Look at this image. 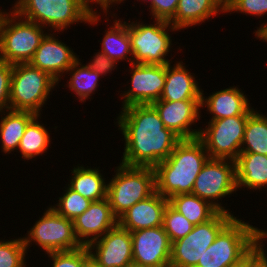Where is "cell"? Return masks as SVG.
I'll return each mask as SVG.
<instances>
[{"label":"cell","instance_id":"cell-1","mask_svg":"<svg viewBox=\"0 0 267 267\" xmlns=\"http://www.w3.org/2000/svg\"><path fill=\"white\" fill-rule=\"evenodd\" d=\"M121 110L116 123L125 139L123 165L154 168L182 140L165 127L151 104L131 105Z\"/></svg>","mask_w":267,"mask_h":267},{"label":"cell","instance_id":"cell-2","mask_svg":"<svg viewBox=\"0 0 267 267\" xmlns=\"http://www.w3.org/2000/svg\"><path fill=\"white\" fill-rule=\"evenodd\" d=\"M209 155L198 139H182L166 160L154 167L156 191L168 200L192 193L194 182Z\"/></svg>","mask_w":267,"mask_h":267},{"label":"cell","instance_id":"cell-3","mask_svg":"<svg viewBox=\"0 0 267 267\" xmlns=\"http://www.w3.org/2000/svg\"><path fill=\"white\" fill-rule=\"evenodd\" d=\"M12 7L21 18L64 31L76 22L96 24L100 15L87 0H16Z\"/></svg>","mask_w":267,"mask_h":267},{"label":"cell","instance_id":"cell-4","mask_svg":"<svg viewBox=\"0 0 267 267\" xmlns=\"http://www.w3.org/2000/svg\"><path fill=\"white\" fill-rule=\"evenodd\" d=\"M43 28L13 10H0V60L11 65L29 63L47 34Z\"/></svg>","mask_w":267,"mask_h":267},{"label":"cell","instance_id":"cell-5","mask_svg":"<svg viewBox=\"0 0 267 267\" xmlns=\"http://www.w3.org/2000/svg\"><path fill=\"white\" fill-rule=\"evenodd\" d=\"M107 184V199L113 214L119 218L137 202L156 191L153 167L127 166L120 163Z\"/></svg>","mask_w":267,"mask_h":267},{"label":"cell","instance_id":"cell-6","mask_svg":"<svg viewBox=\"0 0 267 267\" xmlns=\"http://www.w3.org/2000/svg\"><path fill=\"white\" fill-rule=\"evenodd\" d=\"M58 83L49 73L30 63L13 65L10 110L29 111L40 116L41 107L46 104L50 92Z\"/></svg>","mask_w":267,"mask_h":267},{"label":"cell","instance_id":"cell-7","mask_svg":"<svg viewBox=\"0 0 267 267\" xmlns=\"http://www.w3.org/2000/svg\"><path fill=\"white\" fill-rule=\"evenodd\" d=\"M256 244V227L234 217L195 267H228L242 259Z\"/></svg>","mask_w":267,"mask_h":267},{"label":"cell","instance_id":"cell-8","mask_svg":"<svg viewBox=\"0 0 267 267\" xmlns=\"http://www.w3.org/2000/svg\"><path fill=\"white\" fill-rule=\"evenodd\" d=\"M130 24H129V23ZM127 22L133 63L166 65L171 63L166 56L172 48L168 31H178L169 22L155 19L154 24Z\"/></svg>","mask_w":267,"mask_h":267},{"label":"cell","instance_id":"cell-9","mask_svg":"<svg viewBox=\"0 0 267 267\" xmlns=\"http://www.w3.org/2000/svg\"><path fill=\"white\" fill-rule=\"evenodd\" d=\"M234 217L230 213L218 212L208 222L194 226L184 238L172 242L170 267H195L219 232Z\"/></svg>","mask_w":267,"mask_h":267},{"label":"cell","instance_id":"cell-10","mask_svg":"<svg viewBox=\"0 0 267 267\" xmlns=\"http://www.w3.org/2000/svg\"><path fill=\"white\" fill-rule=\"evenodd\" d=\"M43 214L27 231L28 235L22 237L26 249L30 248L33 241L46 254L82 247L75 236L73 221L61 216L52 207H48Z\"/></svg>","mask_w":267,"mask_h":267},{"label":"cell","instance_id":"cell-11","mask_svg":"<svg viewBox=\"0 0 267 267\" xmlns=\"http://www.w3.org/2000/svg\"><path fill=\"white\" fill-rule=\"evenodd\" d=\"M248 116H233L209 120L200 130L198 139L203 143L209 158L235 161L241 153Z\"/></svg>","mask_w":267,"mask_h":267},{"label":"cell","instance_id":"cell-12","mask_svg":"<svg viewBox=\"0 0 267 267\" xmlns=\"http://www.w3.org/2000/svg\"><path fill=\"white\" fill-rule=\"evenodd\" d=\"M236 190L238 191L235 161L209 158L194 182L192 194L208 201L219 212L232 214L218 199L233 194Z\"/></svg>","mask_w":267,"mask_h":267},{"label":"cell","instance_id":"cell-13","mask_svg":"<svg viewBox=\"0 0 267 267\" xmlns=\"http://www.w3.org/2000/svg\"><path fill=\"white\" fill-rule=\"evenodd\" d=\"M131 67L132 86L122 94L121 108L158 101L166 82V65L132 63Z\"/></svg>","mask_w":267,"mask_h":267},{"label":"cell","instance_id":"cell-14","mask_svg":"<svg viewBox=\"0 0 267 267\" xmlns=\"http://www.w3.org/2000/svg\"><path fill=\"white\" fill-rule=\"evenodd\" d=\"M133 263L148 267H170L172 243L163 226L130 232Z\"/></svg>","mask_w":267,"mask_h":267},{"label":"cell","instance_id":"cell-15","mask_svg":"<svg viewBox=\"0 0 267 267\" xmlns=\"http://www.w3.org/2000/svg\"><path fill=\"white\" fill-rule=\"evenodd\" d=\"M87 247L101 267H128L133 263L130 231L119 224Z\"/></svg>","mask_w":267,"mask_h":267},{"label":"cell","instance_id":"cell-16","mask_svg":"<svg viewBox=\"0 0 267 267\" xmlns=\"http://www.w3.org/2000/svg\"><path fill=\"white\" fill-rule=\"evenodd\" d=\"M201 100L164 101L158 100L151 105L158 112L167 129L172 130L181 139L198 138L200 128L192 129L191 125L199 121Z\"/></svg>","mask_w":267,"mask_h":267},{"label":"cell","instance_id":"cell-17","mask_svg":"<svg viewBox=\"0 0 267 267\" xmlns=\"http://www.w3.org/2000/svg\"><path fill=\"white\" fill-rule=\"evenodd\" d=\"M118 224L107 198L92 202L89 208L73 220L74 232L82 246L101 238Z\"/></svg>","mask_w":267,"mask_h":267},{"label":"cell","instance_id":"cell-18","mask_svg":"<svg viewBox=\"0 0 267 267\" xmlns=\"http://www.w3.org/2000/svg\"><path fill=\"white\" fill-rule=\"evenodd\" d=\"M73 49L47 33L37 48L30 64L49 73L58 82L64 73L79 59Z\"/></svg>","mask_w":267,"mask_h":267},{"label":"cell","instance_id":"cell-19","mask_svg":"<svg viewBox=\"0 0 267 267\" xmlns=\"http://www.w3.org/2000/svg\"><path fill=\"white\" fill-rule=\"evenodd\" d=\"M169 200L157 191L129 208L118 218V224L128 231L163 226V214Z\"/></svg>","mask_w":267,"mask_h":267},{"label":"cell","instance_id":"cell-20","mask_svg":"<svg viewBox=\"0 0 267 267\" xmlns=\"http://www.w3.org/2000/svg\"><path fill=\"white\" fill-rule=\"evenodd\" d=\"M200 106L207 108L212 115L211 120L228 118L233 116H249L255 109L251 108L249 100L238 87H229L215 91L210 96H204Z\"/></svg>","mask_w":267,"mask_h":267},{"label":"cell","instance_id":"cell-21","mask_svg":"<svg viewBox=\"0 0 267 267\" xmlns=\"http://www.w3.org/2000/svg\"><path fill=\"white\" fill-rule=\"evenodd\" d=\"M202 89L198 86L194 75L188 72L183 62L166 64V82L160 100L182 101L201 100Z\"/></svg>","mask_w":267,"mask_h":267},{"label":"cell","instance_id":"cell-22","mask_svg":"<svg viewBox=\"0 0 267 267\" xmlns=\"http://www.w3.org/2000/svg\"><path fill=\"white\" fill-rule=\"evenodd\" d=\"M237 188H267V155L240 153L235 160Z\"/></svg>","mask_w":267,"mask_h":267},{"label":"cell","instance_id":"cell-23","mask_svg":"<svg viewBox=\"0 0 267 267\" xmlns=\"http://www.w3.org/2000/svg\"><path fill=\"white\" fill-rule=\"evenodd\" d=\"M69 186L92 202L107 198V182L99 169L76 166L73 168Z\"/></svg>","mask_w":267,"mask_h":267},{"label":"cell","instance_id":"cell-24","mask_svg":"<svg viewBox=\"0 0 267 267\" xmlns=\"http://www.w3.org/2000/svg\"><path fill=\"white\" fill-rule=\"evenodd\" d=\"M223 13L212 0H179L175 16L169 23L177 30L186 29Z\"/></svg>","mask_w":267,"mask_h":267},{"label":"cell","instance_id":"cell-25","mask_svg":"<svg viewBox=\"0 0 267 267\" xmlns=\"http://www.w3.org/2000/svg\"><path fill=\"white\" fill-rule=\"evenodd\" d=\"M7 112V113H6ZM4 111L0 121V138L3 153L10 154L18 150L22 136L28 123L36 116L29 111Z\"/></svg>","mask_w":267,"mask_h":267},{"label":"cell","instance_id":"cell-26","mask_svg":"<svg viewBox=\"0 0 267 267\" xmlns=\"http://www.w3.org/2000/svg\"><path fill=\"white\" fill-rule=\"evenodd\" d=\"M105 32L100 51L117 63L119 60H128L131 65L133 63V52L127 22L120 19L114 20V24Z\"/></svg>","mask_w":267,"mask_h":267},{"label":"cell","instance_id":"cell-27","mask_svg":"<svg viewBox=\"0 0 267 267\" xmlns=\"http://www.w3.org/2000/svg\"><path fill=\"white\" fill-rule=\"evenodd\" d=\"M169 204L194 226L208 222L219 212L208 201L192 193L172 196Z\"/></svg>","mask_w":267,"mask_h":267},{"label":"cell","instance_id":"cell-28","mask_svg":"<svg viewBox=\"0 0 267 267\" xmlns=\"http://www.w3.org/2000/svg\"><path fill=\"white\" fill-rule=\"evenodd\" d=\"M241 153L267 155V116L257 110L248 116Z\"/></svg>","mask_w":267,"mask_h":267},{"label":"cell","instance_id":"cell-29","mask_svg":"<svg viewBox=\"0 0 267 267\" xmlns=\"http://www.w3.org/2000/svg\"><path fill=\"white\" fill-rule=\"evenodd\" d=\"M39 115H36L27 125L21 138L18 150L24 159L30 160L46 153L51 143L50 133L39 123Z\"/></svg>","mask_w":267,"mask_h":267},{"label":"cell","instance_id":"cell-30","mask_svg":"<svg viewBox=\"0 0 267 267\" xmlns=\"http://www.w3.org/2000/svg\"><path fill=\"white\" fill-rule=\"evenodd\" d=\"M68 72H70V79L67 87L75 92L81 102L90 99L89 96H91V94L96 91L97 86H99L98 81L101 75L87 65H82L80 59L67 70V73Z\"/></svg>","mask_w":267,"mask_h":267},{"label":"cell","instance_id":"cell-31","mask_svg":"<svg viewBox=\"0 0 267 267\" xmlns=\"http://www.w3.org/2000/svg\"><path fill=\"white\" fill-rule=\"evenodd\" d=\"M66 188L67 189L64 190L65 193L63 196H60L58 203L55 204L56 206L50 207H52L61 216L73 221L89 208L92 201L84 198L78 192L72 190L69 186Z\"/></svg>","mask_w":267,"mask_h":267},{"label":"cell","instance_id":"cell-32","mask_svg":"<svg viewBox=\"0 0 267 267\" xmlns=\"http://www.w3.org/2000/svg\"><path fill=\"white\" fill-rule=\"evenodd\" d=\"M194 225L182 214L175 210L169 203L163 214V228L172 242L184 238L192 231Z\"/></svg>","mask_w":267,"mask_h":267},{"label":"cell","instance_id":"cell-33","mask_svg":"<svg viewBox=\"0 0 267 267\" xmlns=\"http://www.w3.org/2000/svg\"><path fill=\"white\" fill-rule=\"evenodd\" d=\"M27 249L22 237L0 241V267H25Z\"/></svg>","mask_w":267,"mask_h":267},{"label":"cell","instance_id":"cell-34","mask_svg":"<svg viewBox=\"0 0 267 267\" xmlns=\"http://www.w3.org/2000/svg\"><path fill=\"white\" fill-rule=\"evenodd\" d=\"M12 71L13 65L0 60V112L2 113L10 109L9 100Z\"/></svg>","mask_w":267,"mask_h":267},{"label":"cell","instance_id":"cell-35","mask_svg":"<svg viewBox=\"0 0 267 267\" xmlns=\"http://www.w3.org/2000/svg\"><path fill=\"white\" fill-rule=\"evenodd\" d=\"M122 0L119 4L123 3ZM143 1V0H142ZM146 0H144L145 2ZM179 0H149L150 13L154 19L169 22L176 13Z\"/></svg>","mask_w":267,"mask_h":267},{"label":"cell","instance_id":"cell-36","mask_svg":"<svg viewBox=\"0 0 267 267\" xmlns=\"http://www.w3.org/2000/svg\"><path fill=\"white\" fill-rule=\"evenodd\" d=\"M52 260V267H81L82 247L69 250L47 253Z\"/></svg>","mask_w":267,"mask_h":267},{"label":"cell","instance_id":"cell-37","mask_svg":"<svg viewBox=\"0 0 267 267\" xmlns=\"http://www.w3.org/2000/svg\"><path fill=\"white\" fill-rule=\"evenodd\" d=\"M228 12H240L263 17L267 13V0H234Z\"/></svg>","mask_w":267,"mask_h":267},{"label":"cell","instance_id":"cell-38","mask_svg":"<svg viewBox=\"0 0 267 267\" xmlns=\"http://www.w3.org/2000/svg\"><path fill=\"white\" fill-rule=\"evenodd\" d=\"M267 237V231L256 227V245L238 262L229 265L228 267H249V265L264 251L263 240ZM263 245V246H262Z\"/></svg>","mask_w":267,"mask_h":267},{"label":"cell","instance_id":"cell-39","mask_svg":"<svg viewBox=\"0 0 267 267\" xmlns=\"http://www.w3.org/2000/svg\"><path fill=\"white\" fill-rule=\"evenodd\" d=\"M116 64L117 62L109 58L103 52L99 51L98 53H95L92 61L90 60V63H87L86 65L103 77V75L105 76L109 72L113 71L117 67Z\"/></svg>","mask_w":267,"mask_h":267},{"label":"cell","instance_id":"cell-40","mask_svg":"<svg viewBox=\"0 0 267 267\" xmlns=\"http://www.w3.org/2000/svg\"><path fill=\"white\" fill-rule=\"evenodd\" d=\"M81 267H101L89 253L87 246H82V265Z\"/></svg>","mask_w":267,"mask_h":267},{"label":"cell","instance_id":"cell-41","mask_svg":"<svg viewBox=\"0 0 267 267\" xmlns=\"http://www.w3.org/2000/svg\"><path fill=\"white\" fill-rule=\"evenodd\" d=\"M90 5H93L94 3L98 4L101 8V10L103 9V13H106L105 16H107V13L109 12L108 10L110 9V5L112 7L113 3L114 4H119V0H87ZM93 3V4H91Z\"/></svg>","mask_w":267,"mask_h":267},{"label":"cell","instance_id":"cell-42","mask_svg":"<svg viewBox=\"0 0 267 267\" xmlns=\"http://www.w3.org/2000/svg\"><path fill=\"white\" fill-rule=\"evenodd\" d=\"M249 267H267V254L264 250L250 265Z\"/></svg>","mask_w":267,"mask_h":267},{"label":"cell","instance_id":"cell-43","mask_svg":"<svg viewBox=\"0 0 267 267\" xmlns=\"http://www.w3.org/2000/svg\"><path fill=\"white\" fill-rule=\"evenodd\" d=\"M233 1L234 0H212V2L224 13L232 7Z\"/></svg>","mask_w":267,"mask_h":267},{"label":"cell","instance_id":"cell-44","mask_svg":"<svg viewBox=\"0 0 267 267\" xmlns=\"http://www.w3.org/2000/svg\"><path fill=\"white\" fill-rule=\"evenodd\" d=\"M261 24L260 27H258L257 31H255V38H258L259 40H262L267 43V22Z\"/></svg>","mask_w":267,"mask_h":267},{"label":"cell","instance_id":"cell-45","mask_svg":"<svg viewBox=\"0 0 267 267\" xmlns=\"http://www.w3.org/2000/svg\"><path fill=\"white\" fill-rule=\"evenodd\" d=\"M128 267H148V266H140V265H137V264L132 263Z\"/></svg>","mask_w":267,"mask_h":267}]
</instances>
